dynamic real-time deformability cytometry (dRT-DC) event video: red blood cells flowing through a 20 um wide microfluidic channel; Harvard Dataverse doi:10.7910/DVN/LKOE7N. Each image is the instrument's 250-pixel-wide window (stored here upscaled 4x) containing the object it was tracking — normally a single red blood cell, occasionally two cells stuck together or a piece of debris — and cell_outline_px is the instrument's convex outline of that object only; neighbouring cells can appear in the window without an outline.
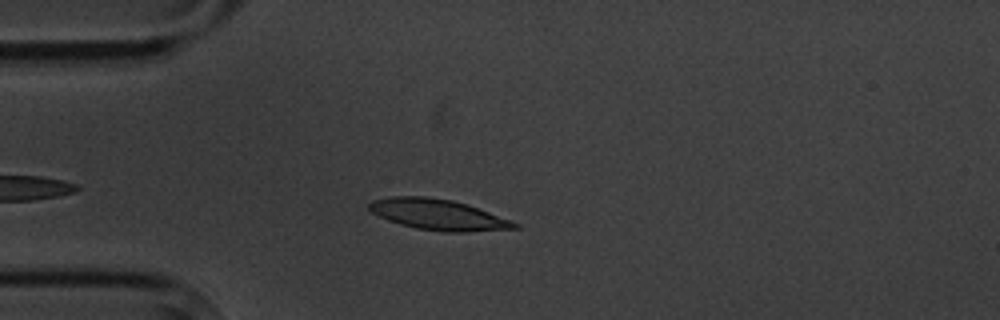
{"species": "common noctule bat (a hibernating species)", "species_latin": "Nyctalus noctula", "temperature_condition": "cold", "stored_images_in_passage": 3, "camera_frame_rate_fps": 3000, "um_per_image_px": 0.085, "animal": {"sex": "male", "body_mass_g": 20.1, "forearm_length_mm": 53.5}, "frame": {"image": 1, "passage_image": 3, "time_ms": 2.333, "image_size_px": [1000, 320], "cell_outline_px": [[520, 228], [468, 232], [444, 232], [416, 228], [400, 224], [388, 220], [372, 212], [368, 208], [368, 204], [372, 200], [392, 196], [424, 196], [452, 200], [468, 204], [512, 220], [520, 224]], "centroid_in_image_um": [37.28, 18.24], "position_along_channel_um": 47.7, "area_um2": 26.18}}